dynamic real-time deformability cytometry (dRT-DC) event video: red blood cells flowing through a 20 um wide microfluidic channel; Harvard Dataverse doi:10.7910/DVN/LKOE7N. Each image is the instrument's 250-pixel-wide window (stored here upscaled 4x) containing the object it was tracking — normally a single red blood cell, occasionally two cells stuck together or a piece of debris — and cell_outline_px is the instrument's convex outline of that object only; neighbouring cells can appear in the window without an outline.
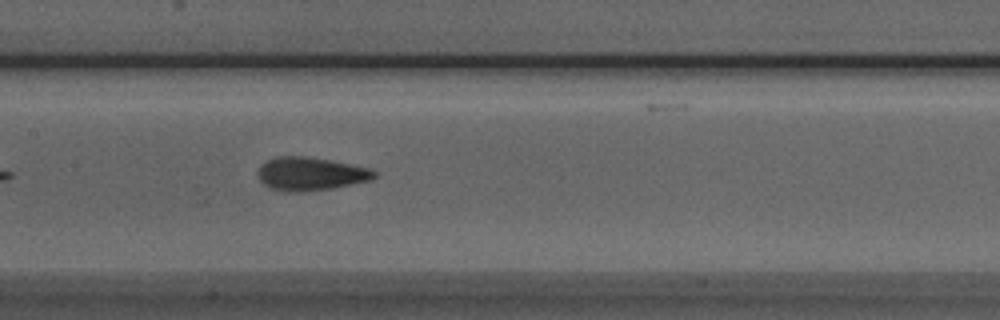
{"species": "Egyptian fruit bat (a non-hibernating species)", "species_latin": "Rousettus aegyptiacus", "temperature_condition": "room temperature", "stored_images_in_passage": 19, "camera_frame_rate_fps": 3000, "um_per_image_px": 0.085, "animal": {"sex": "male"}, "frame": {"image": 1, "passage_image": 9, "time_ms": 2.667, "image_size_px": [1000, 320], "cell_outline_px": [[376, 176], [372, 180], [332, 188], [304, 192], [284, 192], [272, 188], [264, 184], [260, 180], [256, 172], [260, 164], [276, 156], [304, 156], [332, 160], [368, 168], [376, 172]], "centroid_in_image_um": [26.36, 14.78], "position_along_channel_um": 181.0, "area_um2": 22.72}}
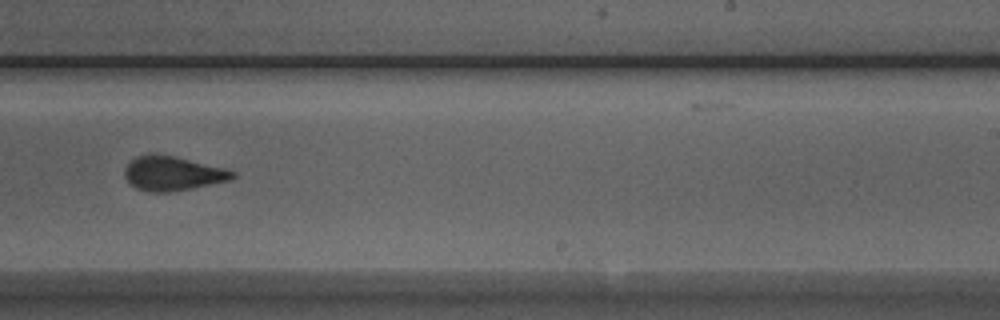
{"frame": {"image": 2, "passage_image": 16, "time_ms": 5.0, "image_size_px": [1000, 320], "cell_outline_px": [[236, 176], [232, 180], [172, 192], [148, 192], [136, 188], [124, 176], [124, 168], [136, 156], [152, 152], [156, 152], [176, 156], [224, 168], [236, 172]], "centroid_in_image_um": [14.67, 14.72], "position_along_channel_um": 274.3, "area_um2": 21.91}}